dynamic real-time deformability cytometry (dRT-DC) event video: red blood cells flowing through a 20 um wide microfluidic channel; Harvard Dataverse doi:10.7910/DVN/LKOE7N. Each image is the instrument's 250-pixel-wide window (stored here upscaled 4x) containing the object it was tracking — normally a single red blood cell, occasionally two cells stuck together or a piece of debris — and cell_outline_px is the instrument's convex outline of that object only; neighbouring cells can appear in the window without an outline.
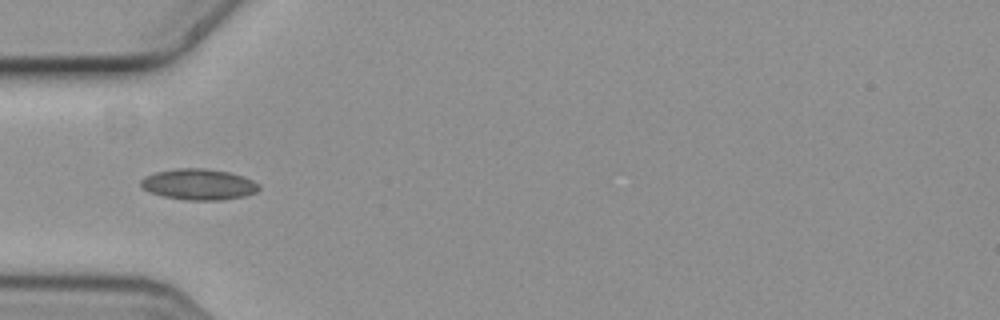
{"species": "common noctule bat (a hibernating species)", "species_latin": "Nyctalus noctula", "temperature_condition": "cold", "stored_images_in_passage": 7, "camera_frame_rate_fps": 3000, "um_per_image_px": 0.085, "animal": {"sex": "female", "body_mass_g": 19.3, "forearm_length_mm": 54.1}, "frame": {"image": 1, "passage_image": 6, "time_ms": 1.667, "image_size_px": [1000, 320], "cell_outline_px": [[260, 188], [256, 192], [244, 196], [220, 200], [184, 200], [164, 196], [148, 192], [140, 188], [140, 180], [144, 176], [156, 172], [176, 168], [204, 168], [228, 172], [244, 176], [260, 184]], "centroid_in_image_um": [16.86, 15.67], "position_along_channel_um": 68.1, "area_um2": 21.5}}
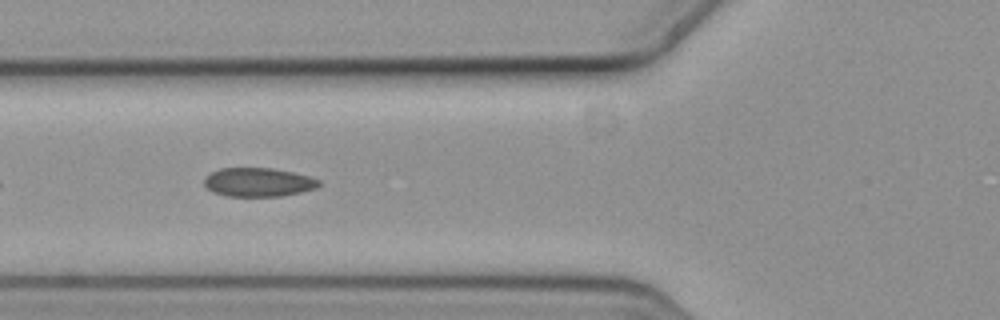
{"frame": {"image": 2, "passage_image": 7, "time_ms": 2.0, "image_size_px": [1000, 320], "cell_outline_px": [[320, 184], [316, 188], [300, 192], [280, 196], [228, 196], [212, 192], [204, 184], [204, 176], [220, 168], [272, 168], [292, 172], [308, 176], [320, 180]], "centroid_in_image_um": [21.93, 15.48], "position_along_channel_um": 103.9, "area_um2": 19.19}}